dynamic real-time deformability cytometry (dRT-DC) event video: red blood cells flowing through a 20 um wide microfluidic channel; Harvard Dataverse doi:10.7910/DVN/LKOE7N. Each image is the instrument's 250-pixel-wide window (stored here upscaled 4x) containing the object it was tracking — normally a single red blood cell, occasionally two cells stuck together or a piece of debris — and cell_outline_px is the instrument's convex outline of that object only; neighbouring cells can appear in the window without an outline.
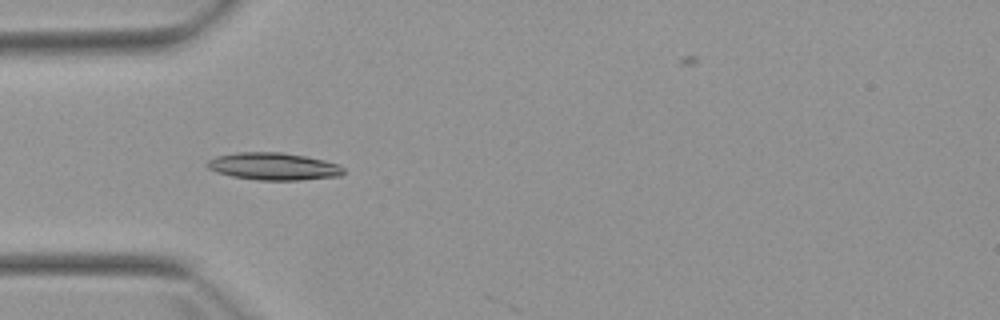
{"species": "Egyptian fruit bat (a non-hibernating species)", "species_latin": "Rousettus aegyptiacus", "temperature_condition": "warm", "stored_images_in_passage": 4, "camera_frame_rate_fps": 3000, "um_per_image_px": 0.085, "animal": {"sex": "female"}, "frame": {"image": 1, "passage_image": 3, "time_ms": 3.667, "image_size_px": [1000, 320], "cell_outline_px": [[344, 172], [340, 176], [300, 180], [256, 180], [232, 176], [216, 172], [208, 168], [204, 164], [208, 160], [216, 156], [236, 152], [280, 152], [304, 156], [324, 160], [340, 164], [344, 168]], "centroid_in_image_um": [23.24, 14.14], "position_along_channel_um": 61.8, "area_um2": 21.85}}